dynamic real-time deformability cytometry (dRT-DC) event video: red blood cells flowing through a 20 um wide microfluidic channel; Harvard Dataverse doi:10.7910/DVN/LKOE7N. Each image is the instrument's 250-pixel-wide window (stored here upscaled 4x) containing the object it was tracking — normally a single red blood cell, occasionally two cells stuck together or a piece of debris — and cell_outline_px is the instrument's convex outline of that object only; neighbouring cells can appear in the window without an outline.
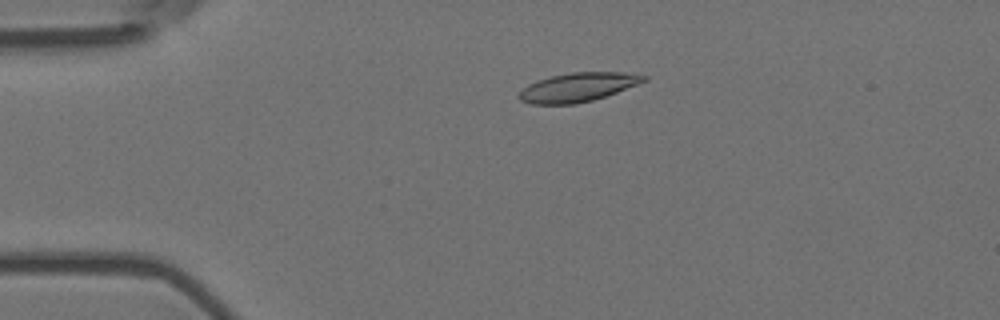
{"species": "Egyptian fruit bat (a non-hibernating species)", "species_latin": "Rousettus aegyptiacus", "temperature_condition": "room temperature", "stored_images_in_passage": 55, "camera_frame_rate_fps": 3000, "um_per_image_px": 0.085, "animal": {"sex": "female"}, "frame": {"image": 1, "passage_image": 12, "time_ms": 3.667, "image_size_px": [1000, 320], "cell_outline_px": [[648, 80], [616, 92], [592, 100], [576, 104], [532, 104], [520, 100], [516, 96], [528, 84], [552, 76], [572, 72], [620, 72], [648, 76]], "centroid_in_image_um": [49.1, 7.42], "position_along_channel_um": 35.9, "area_um2": 20.75}}
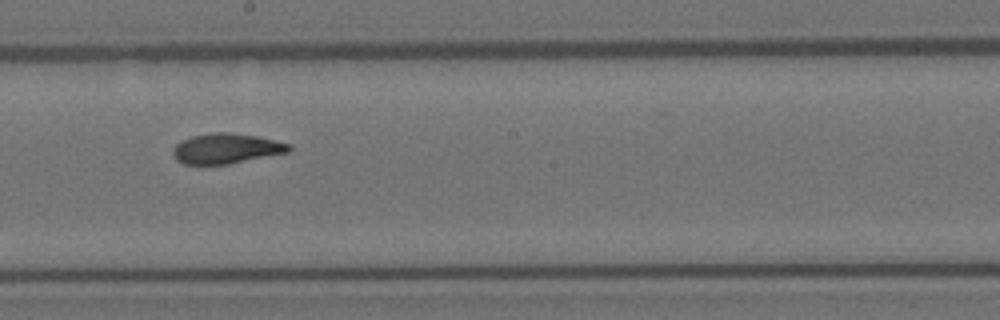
{"frame": {"image": 2, "passage_image": 31, "time_ms": 10.0, "image_size_px": [1000, 320], "cell_outline_px": [[292, 148], [288, 152], [228, 164], [184, 164], [176, 160], [172, 156], [172, 148], [176, 144], [192, 136], [216, 132], [228, 132], [256, 136], [292, 144]], "centroid_in_image_um": [19.22, 12.63], "position_along_channel_um": 229.0, "area_um2": 20.29}}
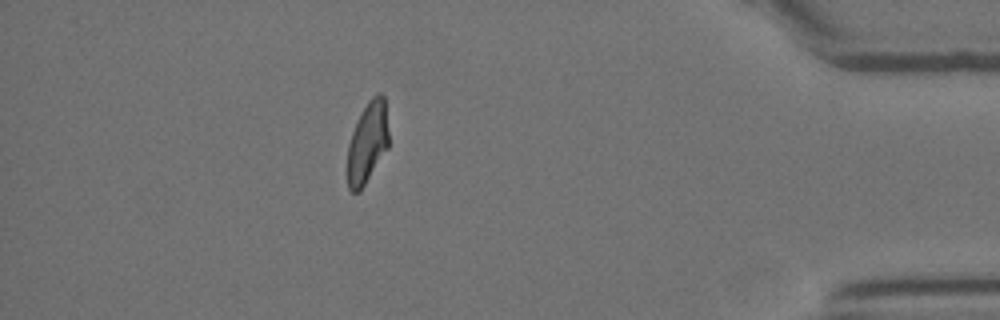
{"frame": {"image": 3, "passage_image": 49, "time_ms": 16.0, "image_size_px": [1000, 320], "cell_outline_px": [[388, 148], [360, 192], [352, 192], [348, 188], [348, 144], [352, 132], [368, 100], [376, 92], [380, 92], [384, 96], [388, 132]], "centroid_in_image_um": [31.24, 12.13], "position_along_channel_um": 404.0, "area_um2": 19.36}, "authors_computed_cell_mechanics": {"area_um2": 20.519, "velocity_mm_per_s": 3.6735, "shape_relaxation_time_tau1_ms": 10.0982, "shape_relaxation_time_tau2_ms": 2.0693, "deformation_change_tau1": 0.255, "deformation_change_tau2": 0.0804}}